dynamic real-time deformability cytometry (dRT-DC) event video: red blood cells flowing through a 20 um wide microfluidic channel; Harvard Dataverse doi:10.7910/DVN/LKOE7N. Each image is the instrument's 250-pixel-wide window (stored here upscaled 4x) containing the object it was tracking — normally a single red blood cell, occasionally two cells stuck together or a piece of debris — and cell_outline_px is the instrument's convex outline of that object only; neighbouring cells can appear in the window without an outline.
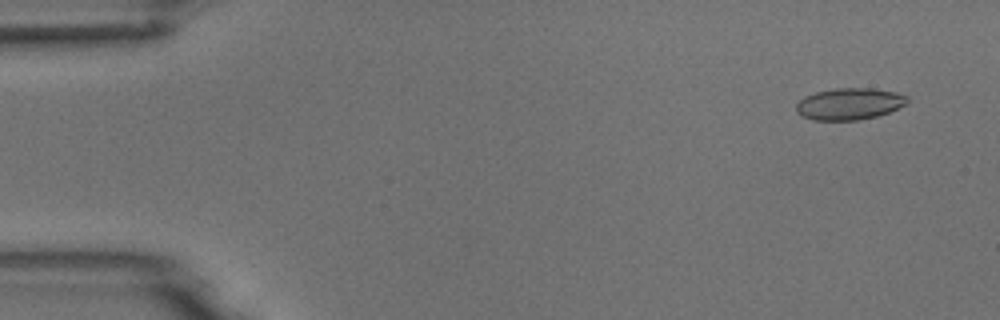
{"species": "common noctule bat (a hibernating species)", "species_latin": "Nyctalus noctula", "temperature_condition": "room temperature", "stored_images_in_passage": 11, "camera_frame_rate_fps": 3000, "um_per_image_px": 0.085, "animal": {"sex": "male", "body_mass_g": 18.8}, "frame": {"image": 1, "passage_image": 2, "time_ms": 0.333, "image_size_px": [1000, 320], "cell_outline_px": [[908, 100], [904, 104], [888, 112], [876, 116], [856, 120], [812, 120], [796, 112], [796, 104], [804, 96], [816, 92], [836, 88], [872, 88], [896, 92], [908, 96]], "centroid_in_image_um": [72.17, 8.82], "position_along_channel_um": 12.8, "area_um2": 20.35}}
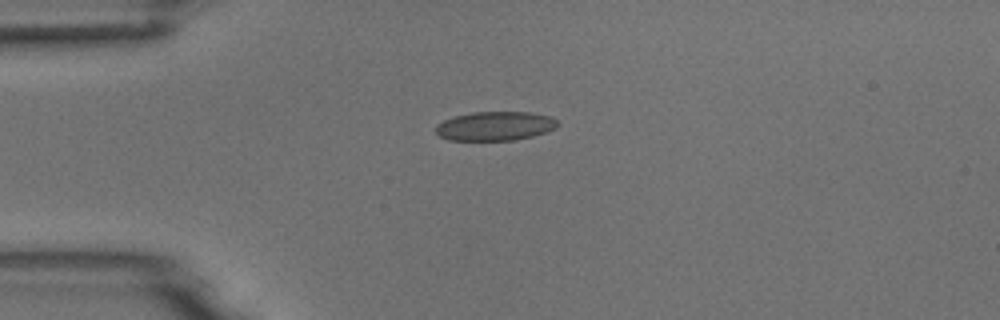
{"frame": {"image": 2, "passage_image": 4, "time_ms": 1.0, "image_size_px": [1000, 320], "cell_outline_px": [[560, 124], [556, 128], [532, 136], [512, 140], [448, 140], [440, 136], [436, 132], [436, 124], [444, 120], [456, 116], [472, 112], [532, 112], [552, 116]], "centroid_in_image_um": [42.1, 10.7], "position_along_channel_um": 42.9, "area_um2": 20.63}}
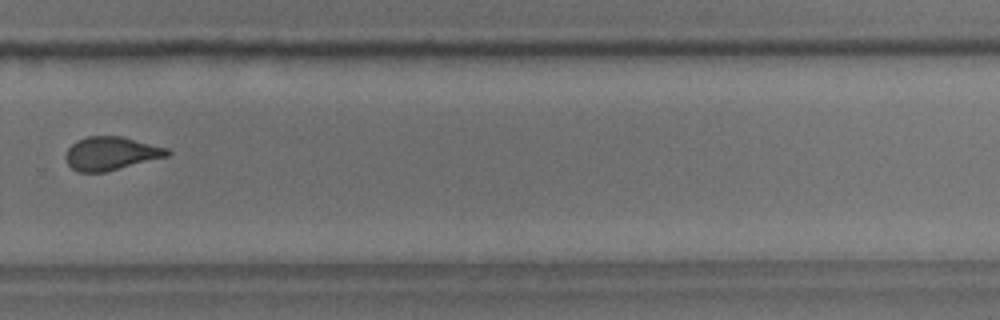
{"frame": {"image": 3, "passage_image": 11, "time_ms": 3.333, "image_size_px": [1000, 320], "cell_outline_px": [[172, 152], [168, 156], [104, 172], [80, 172], [72, 168], [68, 164], [64, 156], [68, 148], [76, 140], [88, 136], [120, 136], [168, 148]], "centroid_in_image_um": [9.42, 13.03], "position_along_channel_um": 320.4, "area_um2": 19.65}}